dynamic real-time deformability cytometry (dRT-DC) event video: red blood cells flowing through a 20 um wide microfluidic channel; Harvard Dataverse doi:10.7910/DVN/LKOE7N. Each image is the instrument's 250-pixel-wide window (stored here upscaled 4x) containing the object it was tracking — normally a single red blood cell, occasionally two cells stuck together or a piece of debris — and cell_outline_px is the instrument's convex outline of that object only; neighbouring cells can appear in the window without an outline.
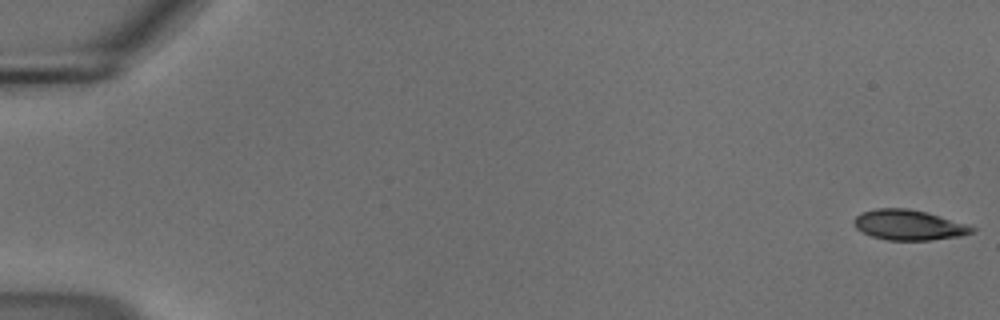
{"species": "common noctule bat (a hibernating species)", "species_latin": "Nyctalus noctula", "temperature_condition": "cold", "stored_images_in_passage": 52, "camera_frame_rate_fps": 3000, "um_per_image_px": 0.085, "animal": {"sex": "male", "body_mass_g": 18.8}, "frame": {"image": 1, "passage_image": 1, "time_ms": 0.0, "image_size_px": [1000, 320], "cell_outline_px": [[976, 228], [972, 232], [960, 236], [932, 240], [888, 240], [872, 236], [856, 228], [852, 220], [860, 212], [876, 208], [908, 208], [940, 216]], "centroid_in_image_um": [77.19, 19.12], "position_along_channel_um": 7.8, "area_um2": 20.58}}
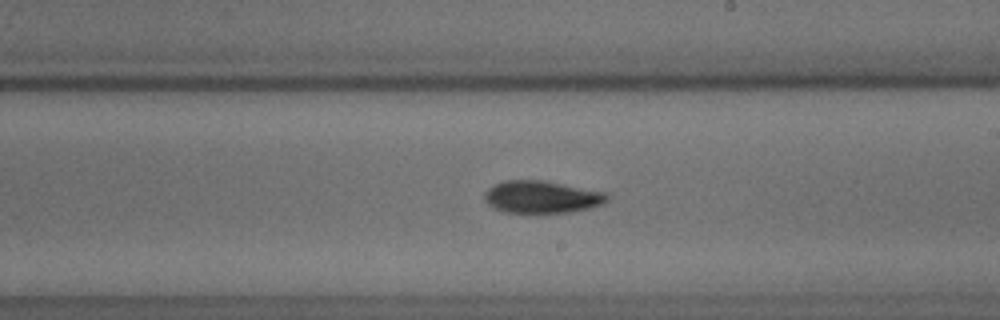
{"frame": {"image": 2, "passage_image": 33, "time_ms": 10.667, "image_size_px": [1000, 320], "cell_outline_px": [[608, 200], [604, 204], [588, 208], [568, 212], [504, 212], [488, 204], [484, 200], [484, 192], [488, 188], [504, 180], [544, 180], [608, 192]], "centroid_in_image_um": [46.07, 16.72], "position_along_channel_um": 242.9, "area_um2": 23.12}}
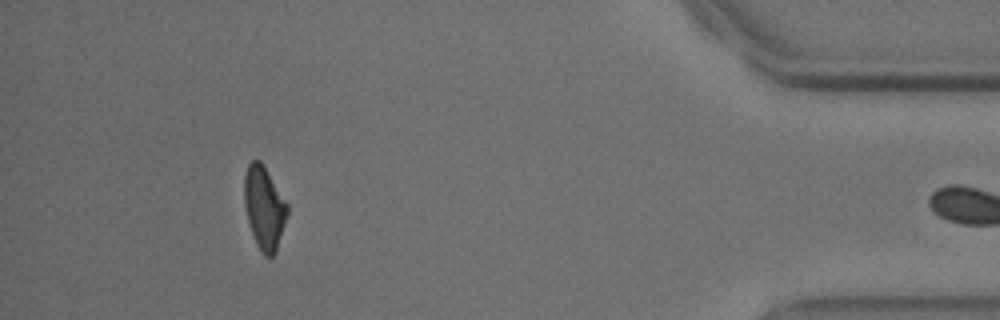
{"frame": {"image": 3, "passage_image": 51, "time_ms": 16.667, "image_size_px": [1000, 320], "cell_outline_px": [[288, 216], [276, 252], [272, 256], [264, 256], [260, 252], [256, 244], [248, 220], [244, 204], [244, 176], [248, 164], [252, 160], [260, 160], [264, 164], [288, 204]], "centroid_in_image_um": [22.47, 17.65], "position_along_channel_um": 412.7, "area_um2": 21.04}}